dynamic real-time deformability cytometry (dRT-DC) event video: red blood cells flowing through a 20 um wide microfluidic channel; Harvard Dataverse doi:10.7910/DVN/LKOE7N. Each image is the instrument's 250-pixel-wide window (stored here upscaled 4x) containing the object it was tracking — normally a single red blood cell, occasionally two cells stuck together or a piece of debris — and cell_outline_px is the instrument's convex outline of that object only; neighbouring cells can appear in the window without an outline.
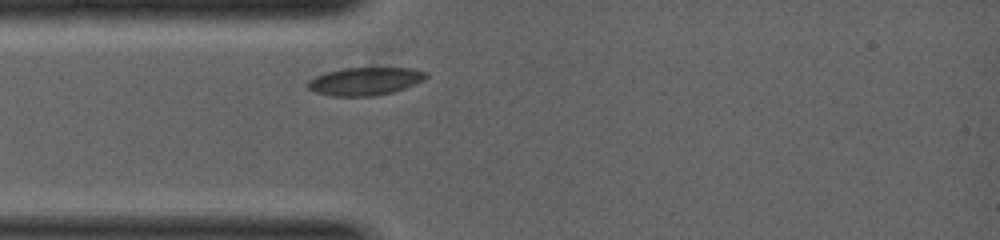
{"species": "common noctule bat (a hibernating species)", "species_latin": "Nyctalus noctula", "temperature_condition": "warm", "stored_images_in_passage": 30, "camera_frame_rate_fps": 5000, "um_per_image_px": 0.085, "animal": {"sex": "female", "body_mass_g": 19.0, "forearm_length_mm": 53.3}, "frame": {"image": 1, "passage_image": 1, "time_ms": 0.0, "image_size_px": [1000, 240], "cell_outline_px": [[428, 76], [424, 80], [404, 88], [392, 92], [372, 96], [332, 96], [316, 92], [308, 88], [304, 84], [308, 80], [316, 76], [328, 72], [344, 68], [412, 68], [424, 72]], "centroid_in_image_um": [31.0, 6.91], "position_along_channel_um": 54.0, "area_um2": 19.07}}
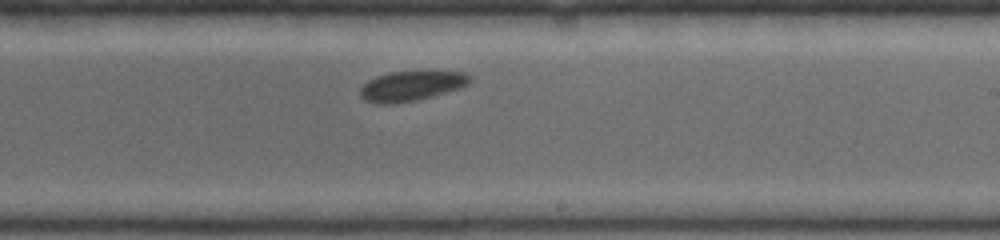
{"frame": {"image": 2, "passage_image": 18, "time_ms": 2.6, "image_size_px": [1000, 240], "cell_outline_px": [[472, 80], [468, 84], [460, 88], [432, 96], [416, 100], [396, 104], [376, 104], [364, 100], [360, 96], [360, 88], [368, 80], [376, 76], [388, 72], [428, 68], [464, 72], [472, 76]], "centroid_in_image_um": [35.01, 7.25], "position_along_channel_um": 254.0, "area_um2": 20.23}}
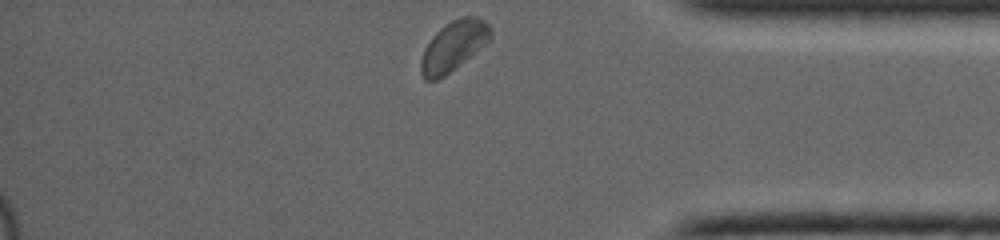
{"frame": {"image": 3, "passage_image": 30, "time_ms": 4.6, "image_size_px": [1000, 240], "cell_outline_px": [[492, 36], [484, 44], [444, 76], [436, 80], [424, 80], [420, 72], [420, 60], [424, 48], [432, 36], [440, 28], [452, 20], [464, 16], [476, 16], [484, 20], [492, 28]], "centroid_in_image_um": [38.52, 3.89], "position_along_channel_um": 396.7, "area_um2": 20.0}}